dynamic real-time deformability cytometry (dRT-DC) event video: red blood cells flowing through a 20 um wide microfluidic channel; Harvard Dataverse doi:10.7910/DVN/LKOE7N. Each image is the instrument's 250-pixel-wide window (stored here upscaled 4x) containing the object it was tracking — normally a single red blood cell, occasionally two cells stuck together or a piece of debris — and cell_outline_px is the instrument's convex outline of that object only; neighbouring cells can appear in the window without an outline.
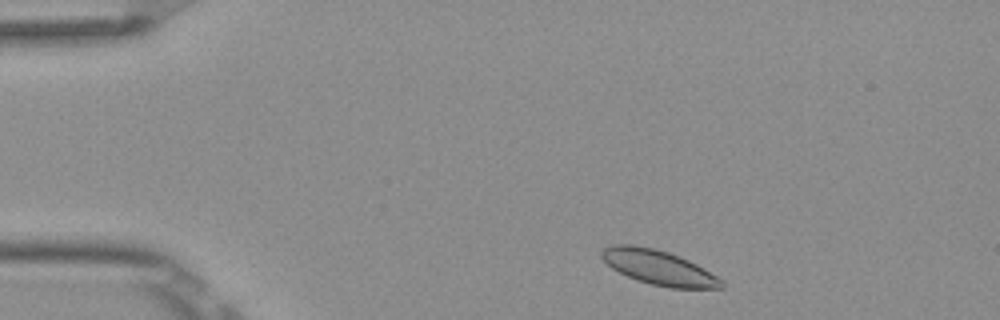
{"species": "Egyptian fruit bat (a non-hibernating species)", "species_latin": "Rousettus aegyptiacus", "temperature_condition": "room temperature", "stored_images_in_passage": 3, "camera_frame_rate_fps": 3000, "um_per_image_px": 0.085, "frame": {"image": 1, "passage_image": 1, "time_ms": 0.0, "image_size_px": [1000, 320], "cell_outline_px": [[724, 288], [668, 288], [636, 280], [612, 268], [600, 256], [600, 252], [604, 248], [616, 244], [632, 244], [652, 248], [668, 252], [680, 256], [704, 268], [716, 276], [724, 284]], "centroid_in_image_um": [55.97, 22.73], "position_along_channel_um": 29.0, "area_um2": 23.99}}
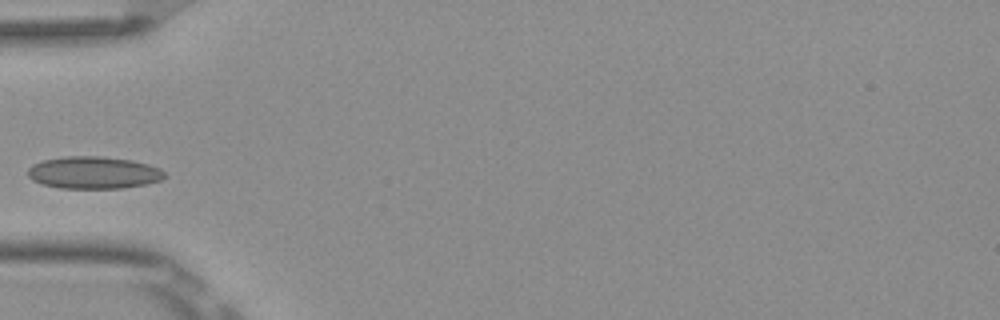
{"frame": {"image": 2, "passage_image": 3, "time_ms": 0.667, "image_size_px": [1000, 320], "cell_outline_px": [[168, 176], [160, 180], [144, 184], [120, 188], [60, 188], [44, 184], [32, 180], [28, 176], [28, 168], [32, 164], [44, 160], [64, 156], [104, 156], [132, 160], [148, 164], [160, 168]], "centroid_in_image_um": [7.96, 14.66], "position_along_channel_um": 77.0, "area_um2": 25.72}}